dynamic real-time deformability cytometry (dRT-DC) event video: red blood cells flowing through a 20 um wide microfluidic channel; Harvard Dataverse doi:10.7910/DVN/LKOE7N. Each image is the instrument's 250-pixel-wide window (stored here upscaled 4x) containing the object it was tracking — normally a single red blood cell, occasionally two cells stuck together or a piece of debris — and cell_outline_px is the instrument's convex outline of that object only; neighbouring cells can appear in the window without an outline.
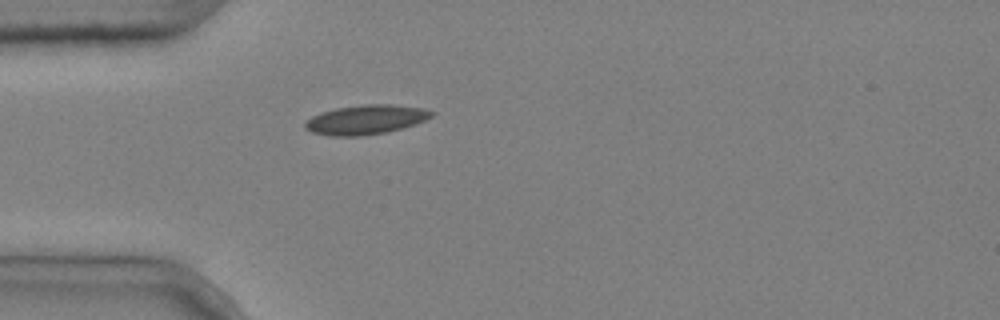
{"species": "common noctule bat (a hibernating species)", "species_latin": "Nyctalus noctula", "temperature_condition": "cold", "stored_images_in_passage": 1, "camera_frame_rate_fps": 3000, "um_per_image_px": 0.085, "animal": {"sex": "male", "body_mass_g": 20.4}, "frame": {"image": 1, "passage_image": 1, "time_ms": 0.0, "image_size_px": [1000, 320], "cell_outline_px": [[436, 112], [432, 116], [416, 124], [404, 128], [388, 132], [360, 136], [332, 136], [312, 132], [304, 128], [304, 124], [312, 116], [336, 108], [364, 104], [392, 104], [424, 108]], "centroid_in_image_um": [31.14, 10.17], "position_along_channel_um": 53.9, "area_um2": 21.73}}